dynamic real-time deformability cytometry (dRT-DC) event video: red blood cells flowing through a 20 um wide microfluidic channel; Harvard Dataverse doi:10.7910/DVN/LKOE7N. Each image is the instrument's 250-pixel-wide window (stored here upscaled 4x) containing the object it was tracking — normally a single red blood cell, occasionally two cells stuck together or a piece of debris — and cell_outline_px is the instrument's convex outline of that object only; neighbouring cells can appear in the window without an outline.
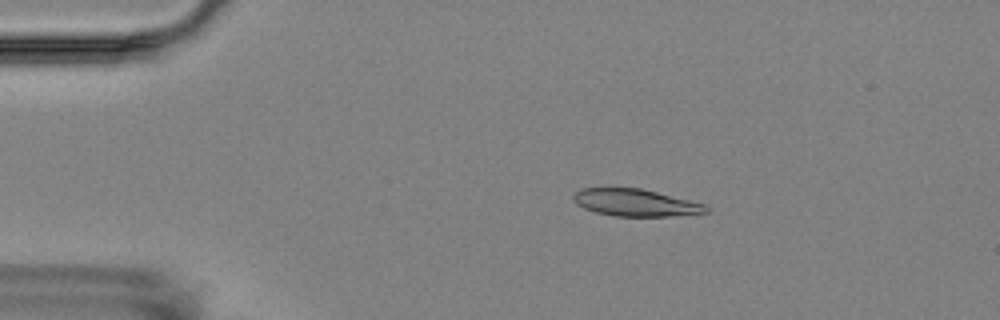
{"species": "Egyptian fruit bat (a non-hibernating species)", "species_latin": "Rousettus aegyptiacus", "temperature_condition": "room temperature", "stored_images_in_passage": 9, "camera_frame_rate_fps": 3000, "um_per_image_px": 0.085, "animal": {"sex": "female"}, "frame": {"image": 1, "passage_image": 3, "time_ms": 2.333, "image_size_px": [1000, 320], "cell_outline_px": [[708, 212], [672, 216], [616, 216], [596, 212], [584, 208], [576, 204], [572, 200], [572, 196], [576, 192], [584, 188], [640, 188], [704, 204], [708, 208]], "centroid_in_image_um": [53.97, 17.23], "position_along_channel_um": 31.0, "area_um2": 20.69}}
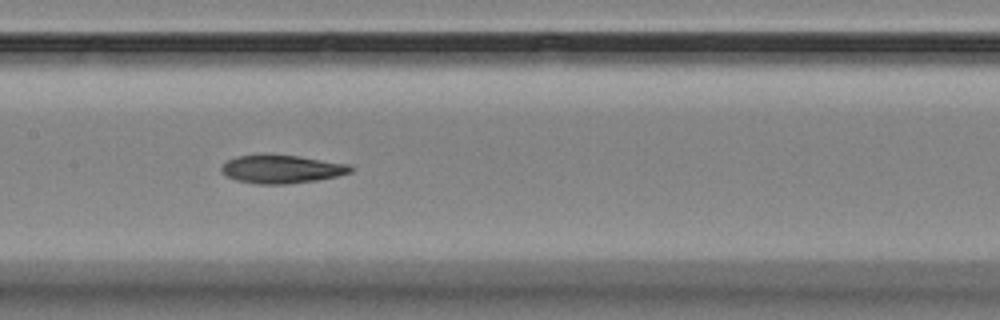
{"frame": {"image": 2, "passage_image": 8, "time_ms": 8.0, "image_size_px": [1000, 320], "cell_outline_px": [[356, 168], [352, 172], [336, 176], [316, 180], [288, 184], [256, 184], [236, 180], [224, 176], [220, 172], [220, 168], [228, 160], [236, 156], [264, 152], [300, 156], [348, 164]], "centroid_in_image_um": [23.89, 14.35], "position_along_channel_um": 183.5, "area_um2": 21.96}}
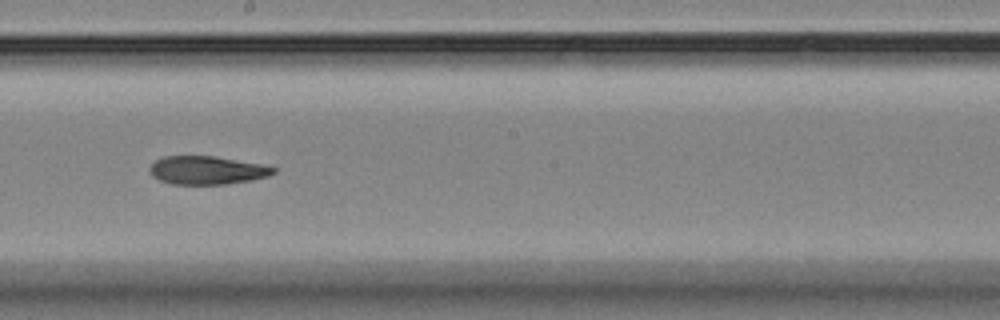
{"frame": {"image": 3, "passage_image": 9, "time_ms": 9.333, "image_size_px": [1000, 320], "cell_outline_px": [[276, 172], [268, 176], [252, 180], [224, 184], [172, 184], [156, 180], [148, 172], [148, 168], [156, 160], [164, 156], [212, 156], [260, 164], [276, 168]], "centroid_in_image_um": [17.53, 14.48], "position_along_channel_um": 230.7, "area_um2": 20.4}}